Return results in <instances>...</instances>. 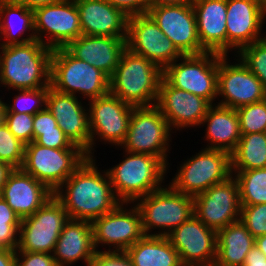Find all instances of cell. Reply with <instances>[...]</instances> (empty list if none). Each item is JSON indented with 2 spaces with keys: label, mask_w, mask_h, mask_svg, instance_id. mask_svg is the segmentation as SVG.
<instances>
[{
  "label": "cell",
  "mask_w": 266,
  "mask_h": 266,
  "mask_svg": "<svg viewBox=\"0 0 266 266\" xmlns=\"http://www.w3.org/2000/svg\"><path fill=\"white\" fill-rule=\"evenodd\" d=\"M95 166L93 157H88L54 192L69 219L93 222L120 203L114 194L108 172L103 176ZM63 187L66 188L65 192Z\"/></svg>",
  "instance_id": "1"
},
{
  "label": "cell",
  "mask_w": 266,
  "mask_h": 266,
  "mask_svg": "<svg viewBox=\"0 0 266 266\" xmlns=\"http://www.w3.org/2000/svg\"><path fill=\"white\" fill-rule=\"evenodd\" d=\"M0 47V84L17 90L50 86L53 49L37 39Z\"/></svg>",
  "instance_id": "2"
},
{
  "label": "cell",
  "mask_w": 266,
  "mask_h": 266,
  "mask_svg": "<svg viewBox=\"0 0 266 266\" xmlns=\"http://www.w3.org/2000/svg\"><path fill=\"white\" fill-rule=\"evenodd\" d=\"M163 71L126 48L109 78V93L134 107L156 105Z\"/></svg>",
  "instance_id": "3"
},
{
  "label": "cell",
  "mask_w": 266,
  "mask_h": 266,
  "mask_svg": "<svg viewBox=\"0 0 266 266\" xmlns=\"http://www.w3.org/2000/svg\"><path fill=\"white\" fill-rule=\"evenodd\" d=\"M126 155L121 163L107 172L115 196L127 204L162 188L160 185L167 166L150 154L127 152Z\"/></svg>",
  "instance_id": "4"
},
{
  "label": "cell",
  "mask_w": 266,
  "mask_h": 266,
  "mask_svg": "<svg viewBox=\"0 0 266 266\" xmlns=\"http://www.w3.org/2000/svg\"><path fill=\"white\" fill-rule=\"evenodd\" d=\"M50 85L65 94L75 96L80 92L89 97L88 100L109 93V77L88 62L74 57L65 47L52 51Z\"/></svg>",
  "instance_id": "5"
},
{
  "label": "cell",
  "mask_w": 266,
  "mask_h": 266,
  "mask_svg": "<svg viewBox=\"0 0 266 266\" xmlns=\"http://www.w3.org/2000/svg\"><path fill=\"white\" fill-rule=\"evenodd\" d=\"M87 158L82 149H54L33 141L25 145L21 169L54 193Z\"/></svg>",
  "instance_id": "6"
},
{
  "label": "cell",
  "mask_w": 266,
  "mask_h": 266,
  "mask_svg": "<svg viewBox=\"0 0 266 266\" xmlns=\"http://www.w3.org/2000/svg\"><path fill=\"white\" fill-rule=\"evenodd\" d=\"M137 201H140L136 207L141 214L144 235L166 236L194 215V198L175 191L170 185L168 188L153 191ZM156 227L166 229L159 234H149L148 231Z\"/></svg>",
  "instance_id": "7"
},
{
  "label": "cell",
  "mask_w": 266,
  "mask_h": 266,
  "mask_svg": "<svg viewBox=\"0 0 266 266\" xmlns=\"http://www.w3.org/2000/svg\"><path fill=\"white\" fill-rule=\"evenodd\" d=\"M232 175L231 154L206 147L180 166L169 185L175 191L194 197Z\"/></svg>",
  "instance_id": "8"
},
{
  "label": "cell",
  "mask_w": 266,
  "mask_h": 266,
  "mask_svg": "<svg viewBox=\"0 0 266 266\" xmlns=\"http://www.w3.org/2000/svg\"><path fill=\"white\" fill-rule=\"evenodd\" d=\"M171 130L156 105L134 107L126 138L120 146L125 147V152L158 157L167 166Z\"/></svg>",
  "instance_id": "9"
},
{
  "label": "cell",
  "mask_w": 266,
  "mask_h": 266,
  "mask_svg": "<svg viewBox=\"0 0 266 266\" xmlns=\"http://www.w3.org/2000/svg\"><path fill=\"white\" fill-rule=\"evenodd\" d=\"M181 59L183 62L175 61L163 70V78L171 86L206 99L212 105L218 98V54L205 52L183 55Z\"/></svg>",
  "instance_id": "10"
},
{
  "label": "cell",
  "mask_w": 266,
  "mask_h": 266,
  "mask_svg": "<svg viewBox=\"0 0 266 266\" xmlns=\"http://www.w3.org/2000/svg\"><path fill=\"white\" fill-rule=\"evenodd\" d=\"M68 220L67 211L53 195L33 215L21 219L16 251L52 254Z\"/></svg>",
  "instance_id": "11"
},
{
  "label": "cell",
  "mask_w": 266,
  "mask_h": 266,
  "mask_svg": "<svg viewBox=\"0 0 266 266\" xmlns=\"http://www.w3.org/2000/svg\"><path fill=\"white\" fill-rule=\"evenodd\" d=\"M126 47L162 71L183 56L147 13L128 17Z\"/></svg>",
  "instance_id": "12"
},
{
  "label": "cell",
  "mask_w": 266,
  "mask_h": 266,
  "mask_svg": "<svg viewBox=\"0 0 266 266\" xmlns=\"http://www.w3.org/2000/svg\"><path fill=\"white\" fill-rule=\"evenodd\" d=\"M193 198L194 215L216 232L240 220L239 185L232 176Z\"/></svg>",
  "instance_id": "13"
},
{
  "label": "cell",
  "mask_w": 266,
  "mask_h": 266,
  "mask_svg": "<svg viewBox=\"0 0 266 266\" xmlns=\"http://www.w3.org/2000/svg\"><path fill=\"white\" fill-rule=\"evenodd\" d=\"M34 29L36 39L51 49L66 47L83 35L75 0H62L35 9ZM44 33L50 39L47 42L42 38Z\"/></svg>",
  "instance_id": "14"
},
{
  "label": "cell",
  "mask_w": 266,
  "mask_h": 266,
  "mask_svg": "<svg viewBox=\"0 0 266 266\" xmlns=\"http://www.w3.org/2000/svg\"><path fill=\"white\" fill-rule=\"evenodd\" d=\"M147 14L183 55L206 52L200 44L192 3L149 6Z\"/></svg>",
  "instance_id": "15"
},
{
  "label": "cell",
  "mask_w": 266,
  "mask_h": 266,
  "mask_svg": "<svg viewBox=\"0 0 266 266\" xmlns=\"http://www.w3.org/2000/svg\"><path fill=\"white\" fill-rule=\"evenodd\" d=\"M183 266H214L217 232L193 215L166 235Z\"/></svg>",
  "instance_id": "16"
},
{
  "label": "cell",
  "mask_w": 266,
  "mask_h": 266,
  "mask_svg": "<svg viewBox=\"0 0 266 266\" xmlns=\"http://www.w3.org/2000/svg\"><path fill=\"white\" fill-rule=\"evenodd\" d=\"M89 103L90 107L87 111L91 135V154H93L96 135L105 142L120 146L126 138L134 106L123 102L111 93L92 99Z\"/></svg>",
  "instance_id": "17"
},
{
  "label": "cell",
  "mask_w": 266,
  "mask_h": 266,
  "mask_svg": "<svg viewBox=\"0 0 266 266\" xmlns=\"http://www.w3.org/2000/svg\"><path fill=\"white\" fill-rule=\"evenodd\" d=\"M226 55L218 54L217 95L224 98L218 105L238 109L266 99L261 81L242 63L230 65Z\"/></svg>",
  "instance_id": "18"
},
{
  "label": "cell",
  "mask_w": 266,
  "mask_h": 266,
  "mask_svg": "<svg viewBox=\"0 0 266 266\" xmlns=\"http://www.w3.org/2000/svg\"><path fill=\"white\" fill-rule=\"evenodd\" d=\"M120 202L113 210L98 217L92 222L93 244L96 249L99 244H113L114 251L125 252L144 236L141 214L135 206L125 209Z\"/></svg>",
  "instance_id": "19"
},
{
  "label": "cell",
  "mask_w": 266,
  "mask_h": 266,
  "mask_svg": "<svg viewBox=\"0 0 266 266\" xmlns=\"http://www.w3.org/2000/svg\"><path fill=\"white\" fill-rule=\"evenodd\" d=\"M46 108L52 113L58 126L71 143L79 146L88 157H93L88 113L85 112L77 96L58 92L50 85Z\"/></svg>",
  "instance_id": "20"
},
{
  "label": "cell",
  "mask_w": 266,
  "mask_h": 266,
  "mask_svg": "<svg viewBox=\"0 0 266 266\" xmlns=\"http://www.w3.org/2000/svg\"><path fill=\"white\" fill-rule=\"evenodd\" d=\"M156 106L169 127L179 129L201 125L211 104L206 99L171 86L162 77Z\"/></svg>",
  "instance_id": "21"
},
{
  "label": "cell",
  "mask_w": 266,
  "mask_h": 266,
  "mask_svg": "<svg viewBox=\"0 0 266 266\" xmlns=\"http://www.w3.org/2000/svg\"><path fill=\"white\" fill-rule=\"evenodd\" d=\"M265 17L266 8L258 0H227V52L264 38L260 32Z\"/></svg>",
  "instance_id": "22"
},
{
  "label": "cell",
  "mask_w": 266,
  "mask_h": 266,
  "mask_svg": "<svg viewBox=\"0 0 266 266\" xmlns=\"http://www.w3.org/2000/svg\"><path fill=\"white\" fill-rule=\"evenodd\" d=\"M83 35L127 40L128 16L106 0H75Z\"/></svg>",
  "instance_id": "23"
},
{
  "label": "cell",
  "mask_w": 266,
  "mask_h": 266,
  "mask_svg": "<svg viewBox=\"0 0 266 266\" xmlns=\"http://www.w3.org/2000/svg\"><path fill=\"white\" fill-rule=\"evenodd\" d=\"M54 193L21 168L8 176L0 195L20 219L33 215Z\"/></svg>",
  "instance_id": "24"
},
{
  "label": "cell",
  "mask_w": 266,
  "mask_h": 266,
  "mask_svg": "<svg viewBox=\"0 0 266 266\" xmlns=\"http://www.w3.org/2000/svg\"><path fill=\"white\" fill-rule=\"evenodd\" d=\"M192 6L202 48L227 56V0H193Z\"/></svg>",
  "instance_id": "25"
},
{
  "label": "cell",
  "mask_w": 266,
  "mask_h": 266,
  "mask_svg": "<svg viewBox=\"0 0 266 266\" xmlns=\"http://www.w3.org/2000/svg\"><path fill=\"white\" fill-rule=\"evenodd\" d=\"M65 48L74 57L88 62L110 78L127 47L126 39L122 37L81 35Z\"/></svg>",
  "instance_id": "26"
},
{
  "label": "cell",
  "mask_w": 266,
  "mask_h": 266,
  "mask_svg": "<svg viewBox=\"0 0 266 266\" xmlns=\"http://www.w3.org/2000/svg\"><path fill=\"white\" fill-rule=\"evenodd\" d=\"M53 252L57 266L73 265L80 259H84L88 266L96 252L92 222L69 219L59 235Z\"/></svg>",
  "instance_id": "27"
},
{
  "label": "cell",
  "mask_w": 266,
  "mask_h": 266,
  "mask_svg": "<svg viewBox=\"0 0 266 266\" xmlns=\"http://www.w3.org/2000/svg\"><path fill=\"white\" fill-rule=\"evenodd\" d=\"M207 122L206 139L211 142L208 149L227 151L236 149L241 137L238 114L235 109L221 105L209 107L201 124Z\"/></svg>",
  "instance_id": "28"
},
{
  "label": "cell",
  "mask_w": 266,
  "mask_h": 266,
  "mask_svg": "<svg viewBox=\"0 0 266 266\" xmlns=\"http://www.w3.org/2000/svg\"><path fill=\"white\" fill-rule=\"evenodd\" d=\"M255 238L240 221L217 232V256L214 266H243Z\"/></svg>",
  "instance_id": "29"
},
{
  "label": "cell",
  "mask_w": 266,
  "mask_h": 266,
  "mask_svg": "<svg viewBox=\"0 0 266 266\" xmlns=\"http://www.w3.org/2000/svg\"><path fill=\"white\" fill-rule=\"evenodd\" d=\"M125 253L133 266H183L166 236L144 235Z\"/></svg>",
  "instance_id": "30"
},
{
  "label": "cell",
  "mask_w": 266,
  "mask_h": 266,
  "mask_svg": "<svg viewBox=\"0 0 266 266\" xmlns=\"http://www.w3.org/2000/svg\"><path fill=\"white\" fill-rule=\"evenodd\" d=\"M31 30L33 34L31 33L26 38L22 37L20 40L17 37V35L21 37L26 31L29 32ZM34 30L33 10H29L24 5L15 3L12 0H0V34L6 39L1 43V46L34 41L36 40ZM15 32L19 33L16 34Z\"/></svg>",
  "instance_id": "31"
},
{
  "label": "cell",
  "mask_w": 266,
  "mask_h": 266,
  "mask_svg": "<svg viewBox=\"0 0 266 266\" xmlns=\"http://www.w3.org/2000/svg\"><path fill=\"white\" fill-rule=\"evenodd\" d=\"M266 167V132L241 134L231 153V171H246Z\"/></svg>",
  "instance_id": "32"
},
{
  "label": "cell",
  "mask_w": 266,
  "mask_h": 266,
  "mask_svg": "<svg viewBox=\"0 0 266 266\" xmlns=\"http://www.w3.org/2000/svg\"><path fill=\"white\" fill-rule=\"evenodd\" d=\"M234 172L241 206L266 204V167Z\"/></svg>",
  "instance_id": "33"
},
{
  "label": "cell",
  "mask_w": 266,
  "mask_h": 266,
  "mask_svg": "<svg viewBox=\"0 0 266 266\" xmlns=\"http://www.w3.org/2000/svg\"><path fill=\"white\" fill-rule=\"evenodd\" d=\"M18 91L21 93L19 92L18 96L15 95V100L12 106L4 103L5 112L34 115L46 108V98L49 86L40 89H21Z\"/></svg>",
  "instance_id": "34"
},
{
  "label": "cell",
  "mask_w": 266,
  "mask_h": 266,
  "mask_svg": "<svg viewBox=\"0 0 266 266\" xmlns=\"http://www.w3.org/2000/svg\"><path fill=\"white\" fill-rule=\"evenodd\" d=\"M237 52L242 63L261 81L266 90V36Z\"/></svg>",
  "instance_id": "35"
},
{
  "label": "cell",
  "mask_w": 266,
  "mask_h": 266,
  "mask_svg": "<svg viewBox=\"0 0 266 266\" xmlns=\"http://www.w3.org/2000/svg\"><path fill=\"white\" fill-rule=\"evenodd\" d=\"M241 134L266 132V99L236 109Z\"/></svg>",
  "instance_id": "36"
},
{
  "label": "cell",
  "mask_w": 266,
  "mask_h": 266,
  "mask_svg": "<svg viewBox=\"0 0 266 266\" xmlns=\"http://www.w3.org/2000/svg\"><path fill=\"white\" fill-rule=\"evenodd\" d=\"M25 145L16 138L5 123L0 125V160L14 168H21L24 160Z\"/></svg>",
  "instance_id": "37"
},
{
  "label": "cell",
  "mask_w": 266,
  "mask_h": 266,
  "mask_svg": "<svg viewBox=\"0 0 266 266\" xmlns=\"http://www.w3.org/2000/svg\"><path fill=\"white\" fill-rule=\"evenodd\" d=\"M240 221L254 238L266 234V204L241 206Z\"/></svg>",
  "instance_id": "38"
},
{
  "label": "cell",
  "mask_w": 266,
  "mask_h": 266,
  "mask_svg": "<svg viewBox=\"0 0 266 266\" xmlns=\"http://www.w3.org/2000/svg\"><path fill=\"white\" fill-rule=\"evenodd\" d=\"M34 115L27 113L5 112L4 123L13 135L24 144L33 142Z\"/></svg>",
  "instance_id": "39"
},
{
  "label": "cell",
  "mask_w": 266,
  "mask_h": 266,
  "mask_svg": "<svg viewBox=\"0 0 266 266\" xmlns=\"http://www.w3.org/2000/svg\"><path fill=\"white\" fill-rule=\"evenodd\" d=\"M35 142L54 149H81L71 143L59 126L56 127V130L40 131V137Z\"/></svg>",
  "instance_id": "40"
},
{
  "label": "cell",
  "mask_w": 266,
  "mask_h": 266,
  "mask_svg": "<svg viewBox=\"0 0 266 266\" xmlns=\"http://www.w3.org/2000/svg\"><path fill=\"white\" fill-rule=\"evenodd\" d=\"M88 266H133L125 252L96 251Z\"/></svg>",
  "instance_id": "41"
},
{
  "label": "cell",
  "mask_w": 266,
  "mask_h": 266,
  "mask_svg": "<svg viewBox=\"0 0 266 266\" xmlns=\"http://www.w3.org/2000/svg\"><path fill=\"white\" fill-rule=\"evenodd\" d=\"M16 266H57V264L53 255L49 253L16 251Z\"/></svg>",
  "instance_id": "42"
},
{
  "label": "cell",
  "mask_w": 266,
  "mask_h": 266,
  "mask_svg": "<svg viewBox=\"0 0 266 266\" xmlns=\"http://www.w3.org/2000/svg\"><path fill=\"white\" fill-rule=\"evenodd\" d=\"M21 222H0V249L17 250Z\"/></svg>",
  "instance_id": "43"
},
{
  "label": "cell",
  "mask_w": 266,
  "mask_h": 266,
  "mask_svg": "<svg viewBox=\"0 0 266 266\" xmlns=\"http://www.w3.org/2000/svg\"><path fill=\"white\" fill-rule=\"evenodd\" d=\"M57 126L56 119L47 108L37 112L33 120V141L40 137V131L56 130Z\"/></svg>",
  "instance_id": "44"
},
{
  "label": "cell",
  "mask_w": 266,
  "mask_h": 266,
  "mask_svg": "<svg viewBox=\"0 0 266 266\" xmlns=\"http://www.w3.org/2000/svg\"><path fill=\"white\" fill-rule=\"evenodd\" d=\"M111 5L122 10L128 17L147 13L149 4L147 0H106Z\"/></svg>",
  "instance_id": "45"
},
{
  "label": "cell",
  "mask_w": 266,
  "mask_h": 266,
  "mask_svg": "<svg viewBox=\"0 0 266 266\" xmlns=\"http://www.w3.org/2000/svg\"><path fill=\"white\" fill-rule=\"evenodd\" d=\"M243 266H266V255L255 244L246 255Z\"/></svg>",
  "instance_id": "46"
},
{
  "label": "cell",
  "mask_w": 266,
  "mask_h": 266,
  "mask_svg": "<svg viewBox=\"0 0 266 266\" xmlns=\"http://www.w3.org/2000/svg\"><path fill=\"white\" fill-rule=\"evenodd\" d=\"M0 222H21V219L0 196Z\"/></svg>",
  "instance_id": "47"
},
{
  "label": "cell",
  "mask_w": 266,
  "mask_h": 266,
  "mask_svg": "<svg viewBox=\"0 0 266 266\" xmlns=\"http://www.w3.org/2000/svg\"><path fill=\"white\" fill-rule=\"evenodd\" d=\"M15 3L24 5L29 10H35L40 7L58 3L62 0H12Z\"/></svg>",
  "instance_id": "48"
},
{
  "label": "cell",
  "mask_w": 266,
  "mask_h": 266,
  "mask_svg": "<svg viewBox=\"0 0 266 266\" xmlns=\"http://www.w3.org/2000/svg\"><path fill=\"white\" fill-rule=\"evenodd\" d=\"M0 266H16V250L0 249Z\"/></svg>",
  "instance_id": "49"
},
{
  "label": "cell",
  "mask_w": 266,
  "mask_h": 266,
  "mask_svg": "<svg viewBox=\"0 0 266 266\" xmlns=\"http://www.w3.org/2000/svg\"><path fill=\"white\" fill-rule=\"evenodd\" d=\"M15 168L9 163L0 160V195L2 194L3 187L5 186L8 176Z\"/></svg>",
  "instance_id": "50"
},
{
  "label": "cell",
  "mask_w": 266,
  "mask_h": 266,
  "mask_svg": "<svg viewBox=\"0 0 266 266\" xmlns=\"http://www.w3.org/2000/svg\"><path fill=\"white\" fill-rule=\"evenodd\" d=\"M149 6L155 5H181L192 3L193 0H147Z\"/></svg>",
  "instance_id": "51"
},
{
  "label": "cell",
  "mask_w": 266,
  "mask_h": 266,
  "mask_svg": "<svg viewBox=\"0 0 266 266\" xmlns=\"http://www.w3.org/2000/svg\"><path fill=\"white\" fill-rule=\"evenodd\" d=\"M255 244L266 255V234L256 237Z\"/></svg>",
  "instance_id": "52"
},
{
  "label": "cell",
  "mask_w": 266,
  "mask_h": 266,
  "mask_svg": "<svg viewBox=\"0 0 266 266\" xmlns=\"http://www.w3.org/2000/svg\"><path fill=\"white\" fill-rule=\"evenodd\" d=\"M4 116H5V105L4 102L0 99V125L4 123Z\"/></svg>",
  "instance_id": "53"
},
{
  "label": "cell",
  "mask_w": 266,
  "mask_h": 266,
  "mask_svg": "<svg viewBox=\"0 0 266 266\" xmlns=\"http://www.w3.org/2000/svg\"><path fill=\"white\" fill-rule=\"evenodd\" d=\"M266 8V0H258Z\"/></svg>",
  "instance_id": "54"
}]
</instances>
